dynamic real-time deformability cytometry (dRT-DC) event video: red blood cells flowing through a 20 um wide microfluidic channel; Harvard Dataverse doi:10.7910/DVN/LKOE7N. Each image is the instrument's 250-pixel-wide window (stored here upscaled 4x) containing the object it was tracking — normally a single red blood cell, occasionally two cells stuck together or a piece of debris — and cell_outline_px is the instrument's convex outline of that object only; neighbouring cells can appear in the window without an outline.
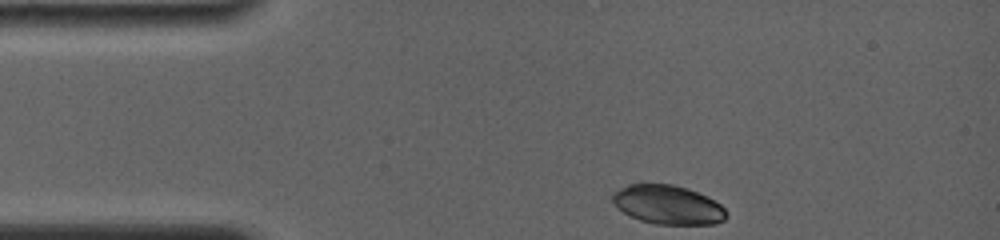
{"species": "common noctule bat (a hibernating species)", "species_latin": "Nyctalus noctula", "temperature_condition": "room temperature", "stored_images_in_passage": 53, "camera_frame_rate_fps": 4000, "um_per_image_px": 0.085, "animal": {"sex": "female", "body_mass_g": 19.0, "forearm_length_mm": 56.7}, "frame": {"image": 1, "passage_image": 1, "time_ms": 0.0, "image_size_px": [1000, 240], "cell_outline_px": [[728, 216], [724, 220], [716, 224], [656, 224], [640, 220], [616, 208], [612, 200], [612, 192], [628, 184], [672, 184], [688, 188], [708, 196], [720, 204], [728, 212]], "centroid_in_image_um": [56.79, 17.4], "position_along_channel_um": 28.2, "area_um2": 26.07}}
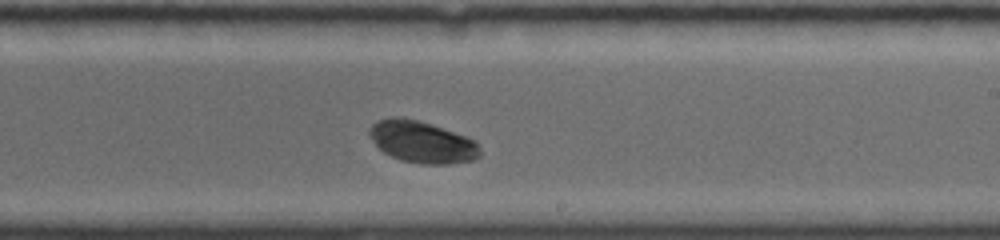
{"frame": {"image": 2, "passage_image": 34, "time_ms": 7.25, "image_size_px": [1000, 240], "cell_outline_px": [[480, 156], [472, 160], [448, 164], [420, 164], [400, 160], [384, 152], [368, 136], [368, 128], [376, 120], [392, 116], [396, 116], [420, 120], [432, 124], [476, 140], [480, 148]], "centroid_in_image_um": [35.85, 12.05], "position_along_channel_um": 253.2, "area_um2": 27.17}}
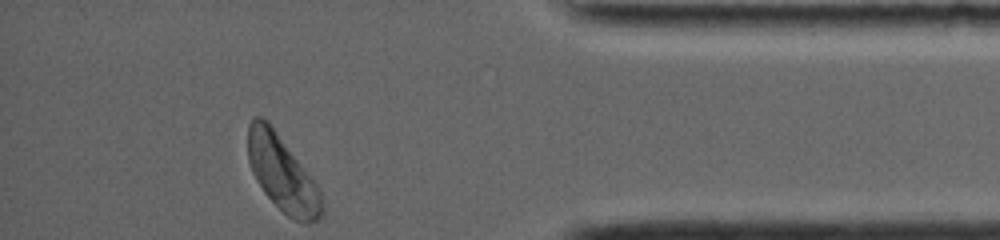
{"frame": {"image": 3, "passage_image": 53, "time_ms": 12.0, "image_size_px": [1000, 240], "cell_outline_px": [[324, 212], [316, 220], [308, 224], [304, 224], [292, 220], [264, 192], [256, 180], [252, 172], [248, 160], [248, 124], [252, 116], [260, 116], [268, 120], [312, 176], [324, 200]], "centroid_in_image_um": [24.01, 14.74], "position_along_channel_um": 411.2, "area_um2": 33.0}, "authors_computed_cell_mechanics": {"area_um2": 27.3394, "velocity_mm_per_s": 3.7465, "shape_relaxation_time_tau1_ms": 3.6907, "shape_relaxation_time_tau2_ms": null, "deformation_change_tau1": 0.2002, "deformation_change_tau2": null}}